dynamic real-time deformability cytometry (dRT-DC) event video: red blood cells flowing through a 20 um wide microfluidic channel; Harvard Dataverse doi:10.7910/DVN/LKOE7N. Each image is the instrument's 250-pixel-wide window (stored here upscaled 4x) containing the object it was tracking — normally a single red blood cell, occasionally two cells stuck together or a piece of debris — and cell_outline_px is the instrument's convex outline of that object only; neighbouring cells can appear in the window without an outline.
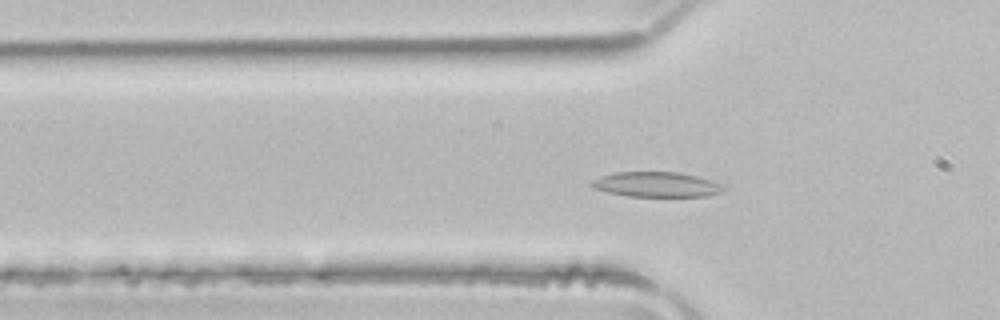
{"species": "common noctule bat (a hibernating species)", "species_latin": "Nyctalus noctula", "temperature_condition": "room temperature", "stored_images_in_passage": 49, "segment_of_instrument_passage": [1, 2], "camera_frame_rate_fps": 3000, "um_per_image_px": 0.085, "animal": {"sex": "male", "body_mass_g": 21.5, "forearm_length_mm": 52.0}, "frame": {"image": 1, "passage_image": 14, "time_ms": 4.333, "image_size_px": [1000, 320], "cell_outline_px": [[724, 188], [720, 192], [708, 196], [628, 196], [608, 192], [592, 188], [588, 184], [592, 180], [600, 176], [616, 172], [680, 172], [696, 176], [720, 184]], "centroid_in_image_um": [55.72, 15.68], "position_along_channel_um": 70.1, "area_um2": 19.07}}
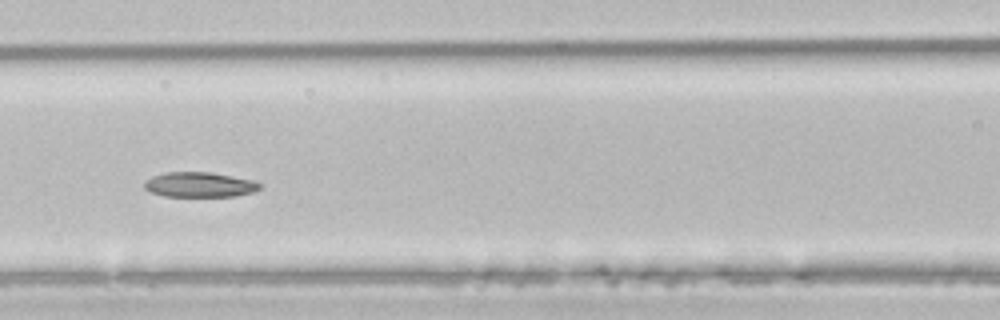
{"frame": {"image": 2, "passage_image": 20, "time_ms": 6.333, "image_size_px": [1000, 320], "cell_outline_px": [[260, 188], [252, 192], [236, 196], [164, 196], [152, 192], [144, 188], [144, 180], [152, 176], [164, 172], [212, 172], [252, 180], [260, 184]], "centroid_in_image_um": [16.92, 15.69], "position_along_channel_um": 149.7, "area_um2": 16.76}}
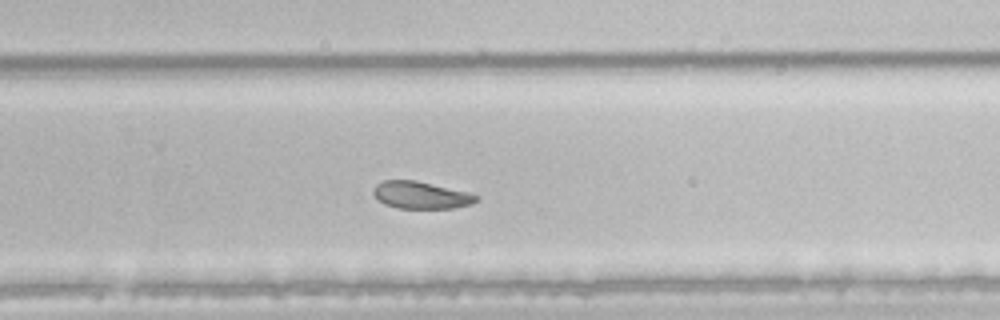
{"frame": {"image": 3, "passage_image": 31, "time_ms": 10.0, "image_size_px": [1000, 320], "cell_outline_px": [[480, 200], [472, 204], [452, 208], [400, 208], [384, 204], [372, 192], [372, 188], [376, 184], [384, 180], [416, 180], [468, 192], [480, 196]], "centroid_in_image_um": [35.81, 16.58], "position_along_channel_um": 294.0, "area_um2": 16.36}}